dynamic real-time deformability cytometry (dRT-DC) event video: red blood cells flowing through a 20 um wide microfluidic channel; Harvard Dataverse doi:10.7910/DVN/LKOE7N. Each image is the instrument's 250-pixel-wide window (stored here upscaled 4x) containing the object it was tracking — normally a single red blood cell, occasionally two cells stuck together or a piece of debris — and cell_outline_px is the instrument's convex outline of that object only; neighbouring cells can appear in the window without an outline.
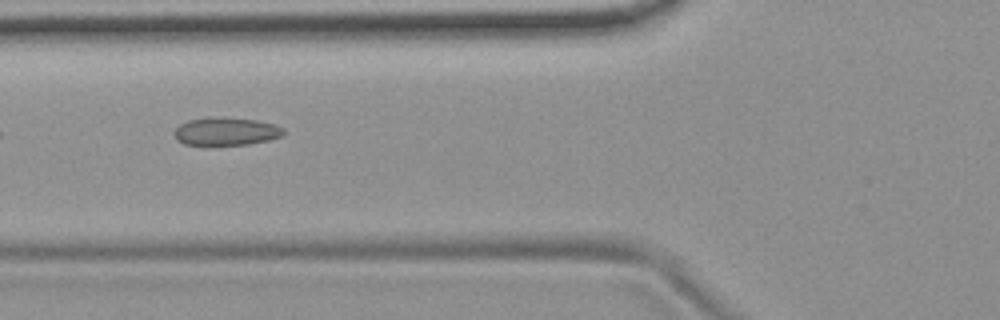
{"species": "common noctule bat (a hibernating species)", "species_latin": "Nyctalus noctula", "temperature_condition": "room temperature", "stored_images_in_passage": 10, "camera_frame_rate_fps": 3000, "um_per_image_px": 0.085, "animal": {"sex": "female", "body_mass_g": 19.9}, "frame": {"image": 1, "passage_image": 6, "time_ms": 6.333, "image_size_px": [1000, 320], "cell_outline_px": [[284, 132], [280, 136], [268, 140], [248, 144], [184, 144], [176, 140], [172, 132], [180, 124], [188, 120], [208, 116], [216, 116], [256, 120], [272, 124], [284, 128]], "centroid_in_image_um": [19.15, 11.15], "position_along_channel_um": 106.6, "area_um2": 17.74}}
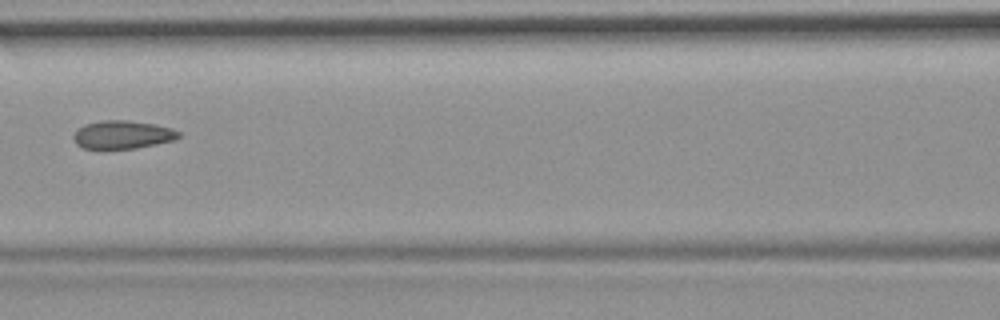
{"frame": {"image": 2, "passage_image": 7, "time_ms": 7.667, "image_size_px": [1000, 320], "cell_outline_px": [[180, 136], [176, 140], [136, 148], [84, 148], [76, 144], [72, 136], [84, 124], [100, 120], [128, 120], [156, 124], [172, 128], [180, 132]], "centroid_in_image_um": [10.45, 11.43], "position_along_channel_um": 156.2, "area_um2": 17.28}}
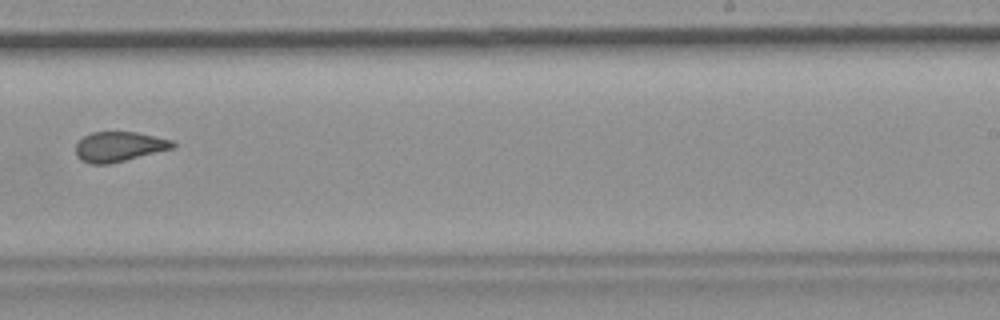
{"frame": {"image": 3, "passage_image": 10, "time_ms": 11.0, "image_size_px": [1000, 320], "cell_outline_px": [[176, 144], [172, 148], [108, 164], [92, 164], [80, 160], [76, 156], [76, 144], [84, 136], [92, 132], [136, 132], [172, 140]], "centroid_in_image_um": [10.08, 12.46], "position_along_channel_um": 278.9, "area_um2": 16.65}}